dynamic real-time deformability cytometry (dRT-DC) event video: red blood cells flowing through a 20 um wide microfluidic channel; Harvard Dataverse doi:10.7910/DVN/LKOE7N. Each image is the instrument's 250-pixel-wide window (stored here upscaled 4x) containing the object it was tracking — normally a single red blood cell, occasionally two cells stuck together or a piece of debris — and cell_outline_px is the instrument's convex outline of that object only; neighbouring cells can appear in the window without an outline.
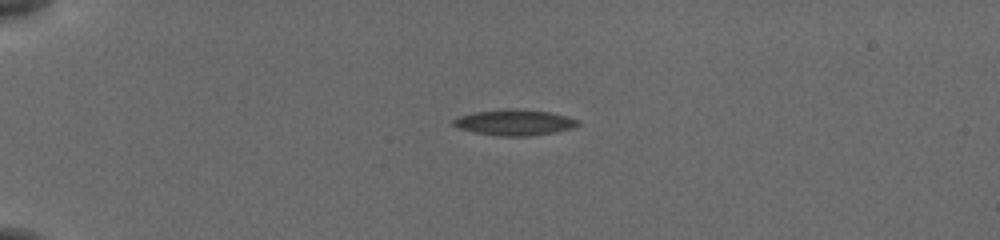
{"species": "common noctule bat (a hibernating species)", "species_latin": "Nyctalus noctula", "temperature_condition": "cold", "stored_images_in_passage": 44, "camera_frame_rate_fps": 3000, "um_per_image_px": 0.085, "animal": {"sex": "female", "body_mass_g": 19.5, "forearm_length_mm": 54.1}, "frame": {"image": 1, "passage_image": 1, "time_ms": 0.0, "image_size_px": [1000, 240], "cell_outline_px": [[580, 124], [572, 128], [556, 132], [528, 136], [500, 136], [476, 132], [460, 128], [452, 124], [452, 120], [460, 116], [476, 112], [508, 108], [516, 108], [548, 112], [568, 116], [580, 120]], "centroid_in_image_um": [43.78, 10.4], "position_along_channel_um": 41.2, "area_um2": 18.67}}
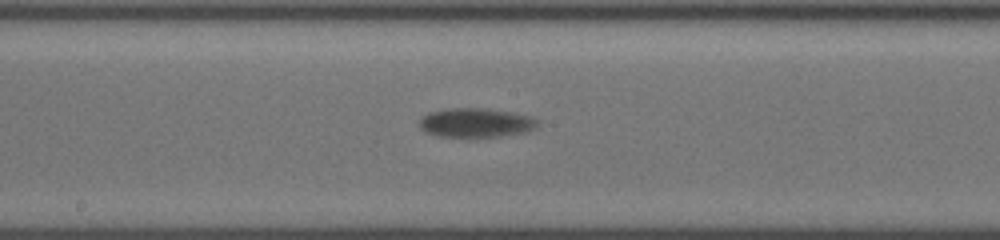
{"frame": {"image": 2, "passage_image": 19, "time_ms": 6.0, "image_size_px": [1000, 240], "cell_outline_px": [[536, 128], [524, 132], [476, 140], [440, 136], [424, 132], [420, 128], [420, 120], [428, 112], [452, 108], [488, 108], [512, 112], [528, 116], [536, 120]], "centroid_in_image_um": [40.4, 10.47], "position_along_channel_um": 207.8, "area_um2": 20.63}}
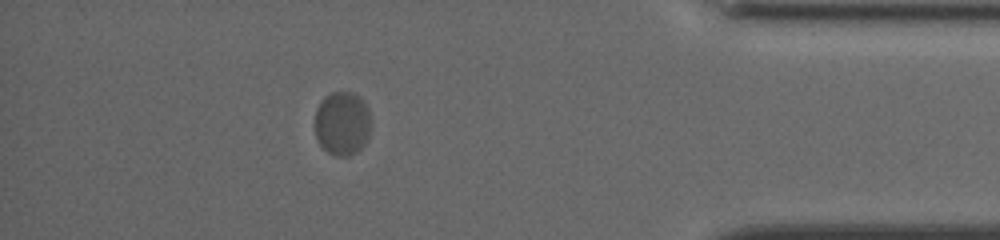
{"frame": {"image": 3, "passage_image": 38, "time_ms": 12.333, "image_size_px": [1000, 240], "cell_outline_px": [[368, 136], [364, 144], [356, 152], [348, 156], [336, 156], [328, 152], [320, 144], [316, 136], [316, 108], [320, 100], [324, 96], [332, 92], [352, 92], [360, 96], [368, 108]], "centroid_in_image_um": [29.06, 10.46], "position_along_channel_um": 406.1, "area_um2": 20.63}, "authors_computed_cell_mechanics": {"area_um2": 19.4786, "velocity_mm_per_s": 3.6379, "shape_relaxation_time_tau1_ms": 2.9829, "shape_relaxation_time_tau2_ms": null, "deformation_change_tau1": 0.0856, "deformation_change_tau2": null}}